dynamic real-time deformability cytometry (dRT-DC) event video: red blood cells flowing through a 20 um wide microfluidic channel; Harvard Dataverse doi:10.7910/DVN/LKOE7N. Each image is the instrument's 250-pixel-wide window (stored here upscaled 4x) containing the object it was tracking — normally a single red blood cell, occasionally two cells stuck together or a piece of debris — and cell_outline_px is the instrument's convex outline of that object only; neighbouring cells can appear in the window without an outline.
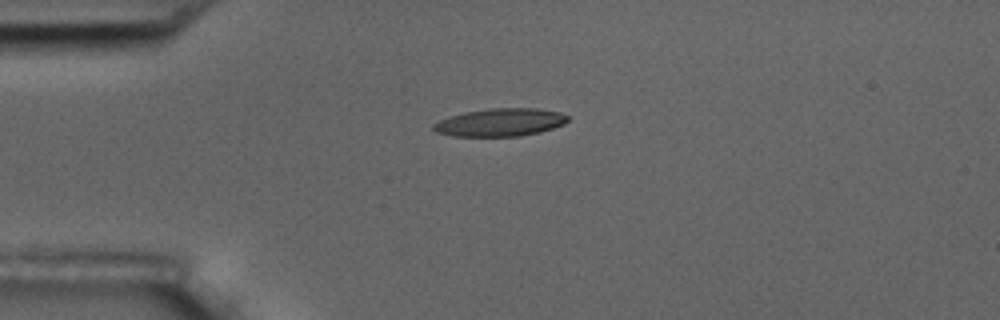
{"species": "common noctule bat (a hibernating species)", "species_latin": "Nyctalus noctula", "temperature_condition": "room temperature", "stored_images_in_passage": 4, "camera_frame_rate_fps": 3000, "um_per_image_px": 0.085, "animal": {"sex": "male", "body_mass_g": 17.5, "forearm_length_mm": 52.3}, "frame": {"image": 1, "passage_image": 4, "time_ms": 3.667, "image_size_px": [1000, 320], "cell_outline_px": [[568, 120], [564, 124], [540, 132], [520, 136], [452, 136], [436, 132], [432, 128], [432, 124], [440, 120], [464, 112], [488, 108], [536, 108], [560, 112], [568, 116]], "centroid_in_image_um": [42.52, 10.4], "position_along_channel_um": 42.5, "area_um2": 21.79}}